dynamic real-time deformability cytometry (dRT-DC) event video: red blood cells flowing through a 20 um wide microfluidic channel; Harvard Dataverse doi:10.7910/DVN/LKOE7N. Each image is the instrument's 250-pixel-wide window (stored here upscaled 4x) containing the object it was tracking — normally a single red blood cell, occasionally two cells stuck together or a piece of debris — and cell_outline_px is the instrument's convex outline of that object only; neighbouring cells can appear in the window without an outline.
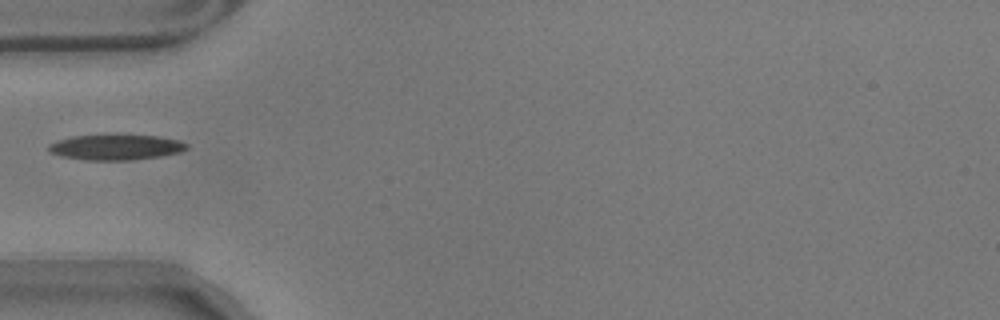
{"species": "common noctule bat (a hibernating species)", "species_latin": "Nyctalus noctula", "temperature_condition": "warm", "stored_images_in_passage": 28, "camera_frame_rate_fps": 3000, "um_per_image_px": 0.085, "animal": {"sex": "male", "body_mass_g": 17.9}, "frame": {"image": 1, "passage_image": 1, "time_ms": 0.0, "image_size_px": [1000, 320], "cell_outline_px": [[188, 148], [180, 152], [160, 156], [132, 160], [84, 160], [60, 156], [48, 152], [48, 144], [56, 140], [72, 136], [112, 132], [120, 132], [156, 136], [180, 140], [188, 144]], "centroid_in_image_um": [9.81, 12.46], "position_along_channel_um": 75.2, "area_um2": 21.62}}